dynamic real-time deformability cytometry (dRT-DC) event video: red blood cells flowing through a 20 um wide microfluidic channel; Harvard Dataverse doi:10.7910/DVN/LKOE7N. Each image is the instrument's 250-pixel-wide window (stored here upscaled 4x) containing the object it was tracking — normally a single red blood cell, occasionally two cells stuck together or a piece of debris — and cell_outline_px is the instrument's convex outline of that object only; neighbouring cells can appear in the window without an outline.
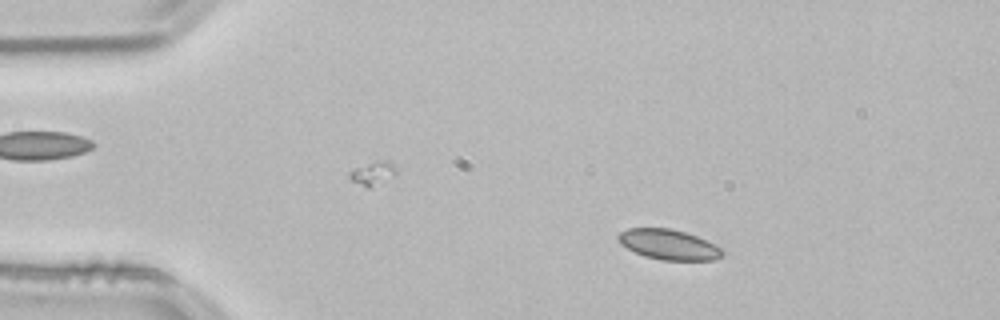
{"species": "common noctule bat (a hibernating species)", "species_latin": "Nyctalus noctula", "temperature_condition": "room temperature", "stored_images_in_passage": 47, "camera_frame_rate_fps": 3000, "um_per_image_px": 0.085, "animal": {"sex": "male", "body_mass_g": 21.5, "forearm_length_mm": 52.0}, "frame": {"image": 1, "passage_image": 3, "time_ms": 0.667, "image_size_px": [1000, 320], "cell_outline_px": [[724, 252], [720, 256], [712, 260], [660, 260], [644, 256], [620, 244], [616, 240], [616, 236], [620, 232], [628, 228], [672, 228], [696, 236], [720, 248]], "centroid_in_image_um": [56.76, 20.78], "position_along_channel_um": 28.2, "area_um2": 18.15}}
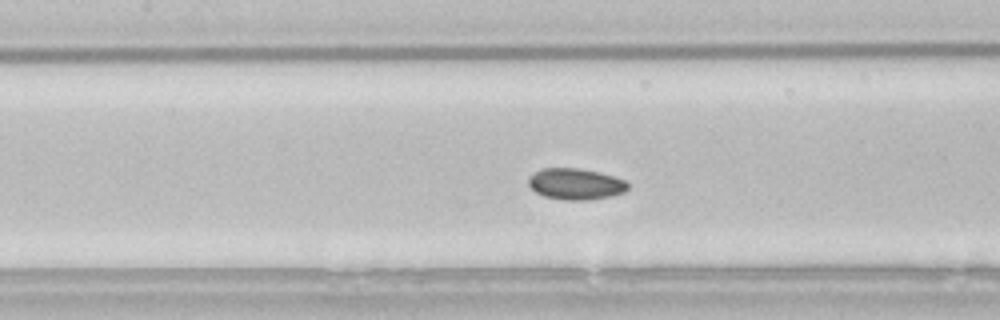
{"frame": {"image": 2, "passage_image": 18, "time_ms": 5.667, "image_size_px": [1000, 320], "cell_outline_px": [[628, 188], [624, 192], [612, 196], [588, 200], [564, 200], [544, 196], [536, 192], [528, 184], [528, 176], [532, 172], [540, 168], [580, 168], [600, 172], [624, 180], [628, 184]], "centroid_in_image_um": [48.89, 15.63], "position_along_channel_um": 158.5, "area_um2": 18.26}}
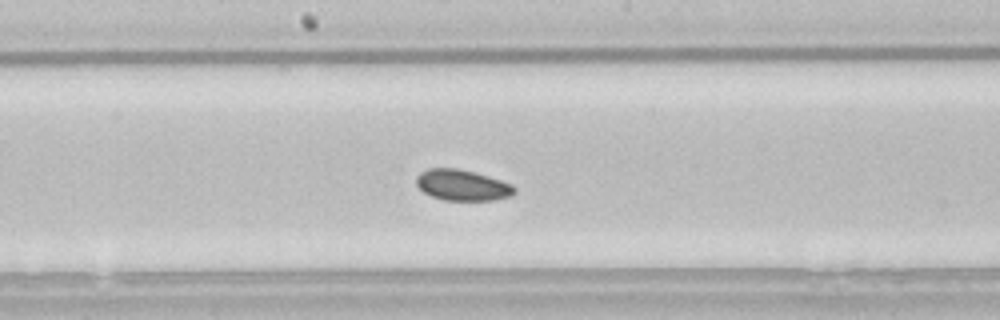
{"frame": {"image": 3, "passage_image": 22, "time_ms": 7.0, "image_size_px": [1000, 320], "cell_outline_px": [[516, 192], [512, 196], [496, 200], [444, 200], [432, 196], [424, 192], [416, 184], [416, 176], [420, 172], [428, 168], [456, 168], [488, 176], [512, 184], [516, 188]], "centroid_in_image_um": [39.31, 15.74], "position_along_channel_um": 208.9, "area_um2": 17.69}}